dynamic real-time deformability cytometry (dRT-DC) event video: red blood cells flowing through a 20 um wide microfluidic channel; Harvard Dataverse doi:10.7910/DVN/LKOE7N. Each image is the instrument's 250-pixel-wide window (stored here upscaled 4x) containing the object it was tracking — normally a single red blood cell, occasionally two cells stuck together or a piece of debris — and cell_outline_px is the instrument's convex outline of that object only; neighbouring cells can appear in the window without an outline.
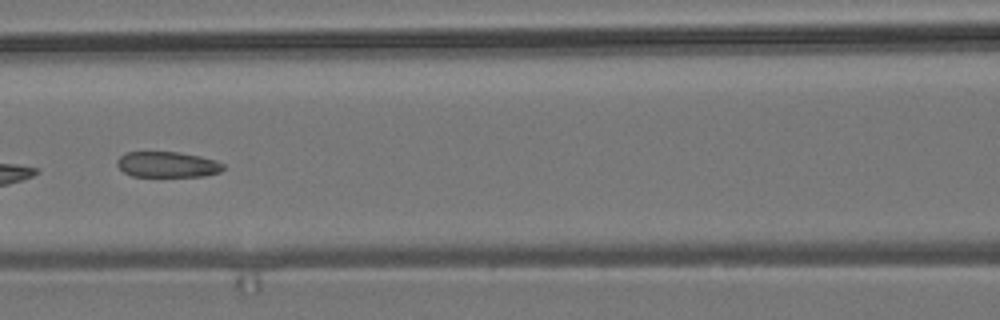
{"species": "common noctule bat (a hibernating species)", "species_latin": "Nyctalus noctula", "temperature_condition": "room temperature", "stored_images_in_passage": 9, "camera_frame_rate_fps": 3000, "um_per_image_px": 0.085, "animal": {"sex": "male", "body_mass_g": 19.2, "forearm_length_mm": 51.8}, "frame": {"image": 1, "passage_image": 6, "time_ms": 6.333, "image_size_px": [1000, 320], "cell_outline_px": [[224, 168], [220, 172], [204, 176], [132, 176], [124, 172], [116, 164], [116, 160], [120, 156], [128, 152], [180, 152], [200, 156], [216, 160], [224, 164]], "centroid_in_image_um": [14.24, 13.98], "position_along_channel_um": 152.4, "area_um2": 15.9}}
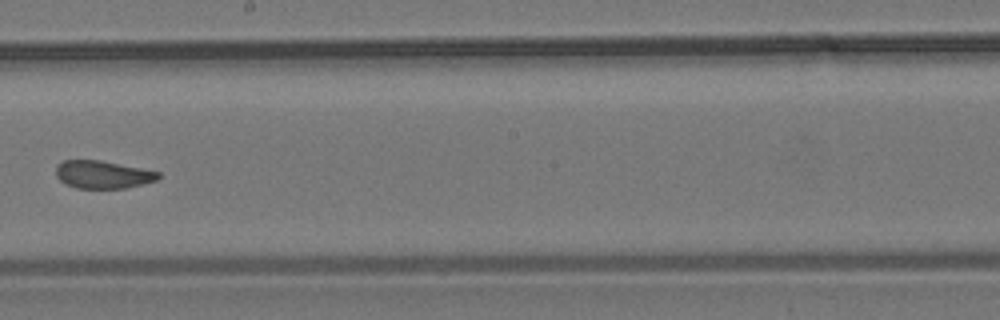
{"frame": {"image": 2, "passage_image": 8, "time_ms": 8.667, "image_size_px": [1000, 320], "cell_outline_px": [[160, 176], [156, 180], [124, 188], [76, 188], [64, 184], [56, 176], [56, 164], [64, 160], [100, 160], [160, 172]], "centroid_in_image_um": [8.68, 14.83], "position_along_channel_um": 239.5, "area_um2": 16.47}}
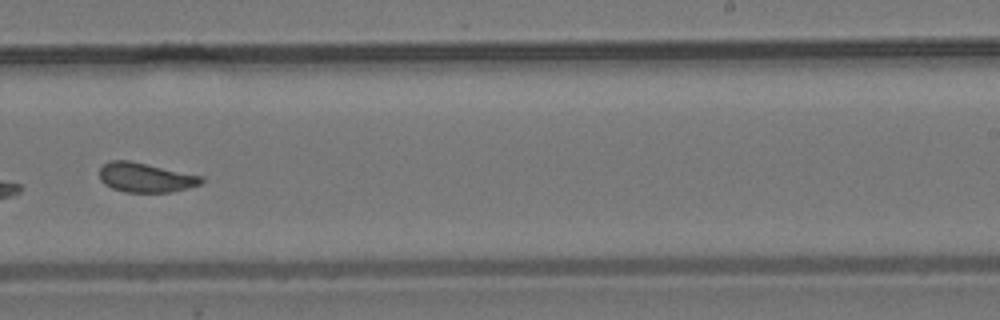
{"frame": {"image": 3, "passage_image": 9, "time_ms": 9.667, "image_size_px": [1000, 320], "cell_outline_px": [[204, 180], [200, 184], [188, 188], [172, 192], [124, 192], [112, 188], [104, 184], [100, 180], [100, 168], [104, 164], [112, 160], [128, 160], [204, 176]], "centroid_in_image_um": [12.38, 15.09], "position_along_channel_um": 276.6, "area_um2": 17.51}}